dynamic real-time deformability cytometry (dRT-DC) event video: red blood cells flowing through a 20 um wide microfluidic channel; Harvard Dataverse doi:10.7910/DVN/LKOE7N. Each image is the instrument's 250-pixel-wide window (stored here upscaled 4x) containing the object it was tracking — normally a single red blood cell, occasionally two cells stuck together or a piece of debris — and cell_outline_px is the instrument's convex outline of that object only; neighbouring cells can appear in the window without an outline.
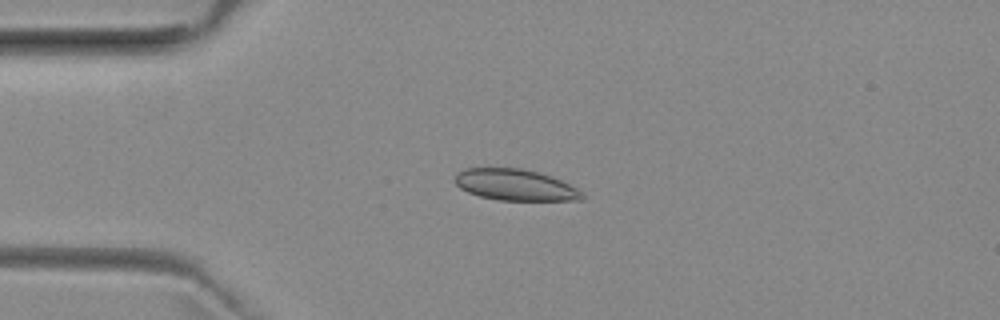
{"species": "common noctule bat (a hibernating species)", "species_latin": "Nyctalus noctula", "temperature_condition": "room temperature", "stored_images_in_passage": 51, "camera_frame_rate_fps": 3000, "um_per_image_px": 0.085, "animal": {"sex": "female", "body_mass_g": 29.2, "forearm_length_mm": 56.3}, "frame": {"image": 1, "passage_image": 12, "time_ms": 3.667, "image_size_px": [1000, 320], "cell_outline_px": [[584, 200], [500, 200], [480, 196], [468, 192], [460, 188], [456, 184], [456, 172], [464, 168], [520, 168], [552, 176], [584, 192]], "centroid_in_image_um": [43.8, 15.71], "position_along_channel_um": 41.2, "area_um2": 23.06}}
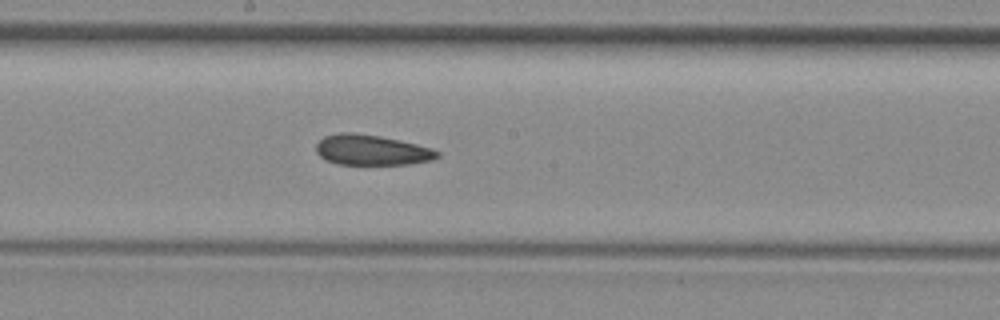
{"frame": {"image": 2, "passage_image": 27, "time_ms": 8.667, "image_size_px": [1000, 320], "cell_outline_px": [[440, 156], [432, 160], [408, 164], [340, 164], [328, 160], [320, 156], [316, 152], [316, 144], [324, 136], [340, 132], [352, 132], [380, 136], [400, 140], [432, 148], [440, 152]], "centroid_in_image_um": [31.6, 12.74], "position_along_channel_um": 216.6, "area_um2": 21.39}}
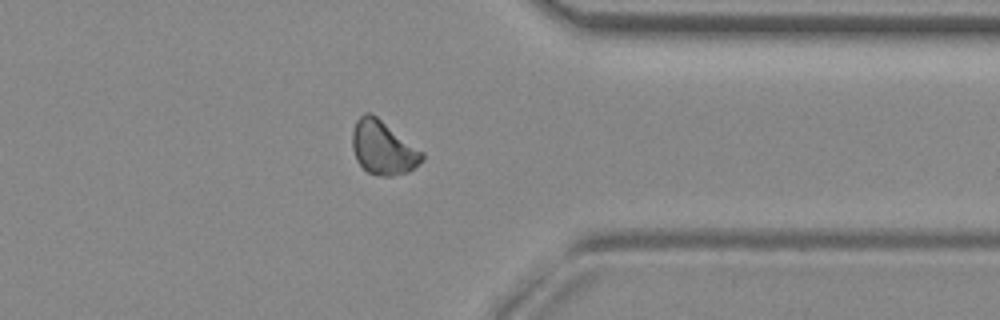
{"frame": {"image": 3, "passage_image": 40, "time_ms": 13.0, "image_size_px": [1000, 320], "cell_outline_px": [[424, 160], [408, 172], [392, 176], [380, 176], [368, 172], [356, 160], [352, 148], [352, 132], [356, 120], [364, 112], [372, 112], [424, 152]], "centroid_in_image_um": [32.56, 12.54], "position_along_channel_um": 378.8, "area_um2": 22.08}, "authors_computed_cell_mechanics": {"area_um2": 22.1374, "velocity_mm_per_s": 3.9661, "shape_relaxation_time_tau1_ms": null, "shape_relaxation_time_tau2_ms": 9.7734, "deformation_change_tau1": null, "deformation_change_tau2": 0.1566}}